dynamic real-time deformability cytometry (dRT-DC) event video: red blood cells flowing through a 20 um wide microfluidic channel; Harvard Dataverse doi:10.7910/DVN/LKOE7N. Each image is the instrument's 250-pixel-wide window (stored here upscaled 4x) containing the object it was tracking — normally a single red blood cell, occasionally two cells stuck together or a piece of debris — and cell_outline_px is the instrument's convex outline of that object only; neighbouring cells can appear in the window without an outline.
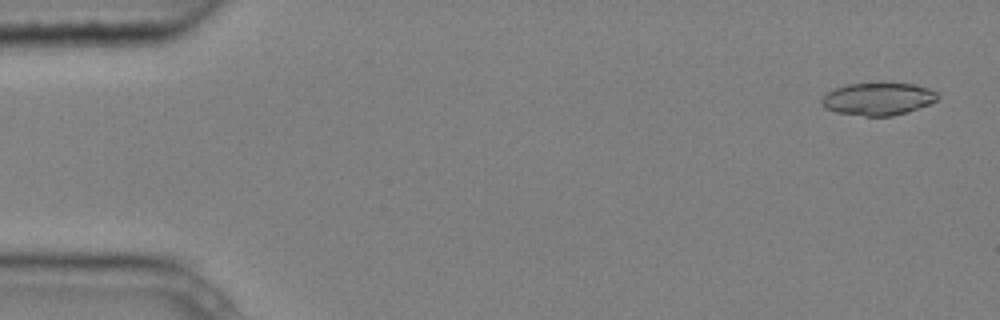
{"species": "common noctule bat (a hibernating species)", "species_latin": "Nyctalus noctula", "temperature_condition": "cold", "stored_images_in_passage": 5, "camera_frame_rate_fps": 3000, "um_per_image_px": 0.085, "animal": {"sex": "male", "body_mass_g": 20.4}, "frame": {"image": 1, "passage_image": 1, "time_ms": 0.0, "image_size_px": [1000, 320], "cell_outline_px": [[940, 96], [936, 100], [928, 104], [892, 116], [864, 116], [836, 112], [824, 108], [820, 104], [820, 100], [828, 92], [836, 88], [848, 84], [876, 80], [880, 80], [916, 84], [928, 88], [936, 92]], "centroid_in_image_um": [74.61, 8.35], "position_along_channel_um": 10.4, "area_um2": 22.66}}